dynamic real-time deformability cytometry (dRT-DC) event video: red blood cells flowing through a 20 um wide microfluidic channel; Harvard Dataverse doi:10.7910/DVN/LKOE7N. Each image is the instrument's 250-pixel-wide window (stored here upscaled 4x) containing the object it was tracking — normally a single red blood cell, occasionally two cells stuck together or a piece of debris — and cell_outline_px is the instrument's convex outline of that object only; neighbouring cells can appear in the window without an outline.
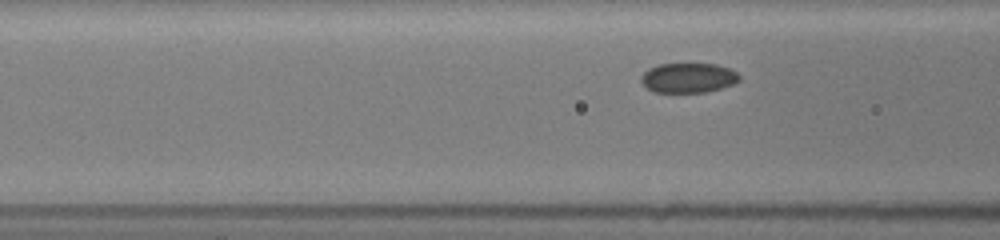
{"species": "common noctule bat (a hibernating species)", "species_latin": "Nyctalus noctula", "temperature_condition": "room temperature", "stored_images_in_passage": 8, "segment_of_instrument_passage": [2, 2], "camera_frame_rate_fps": 3000, "um_per_image_px": 0.085, "animal": {"sex": "female", "body_mass_g": 19.5, "forearm_length_mm": 54.1}, "frame": {"image": 1, "passage_image": 8, "time_ms": 3.0, "image_size_px": [1000, 240], "cell_outline_px": [[740, 80], [732, 84], [720, 88], [704, 92], [656, 92], [648, 88], [640, 80], [640, 76], [648, 68], [660, 64], [716, 64], [728, 68], [736, 72], [740, 76]], "centroid_in_image_um": [58.49, 6.61], "position_along_channel_um": 108.1, "area_um2": 16.88}}